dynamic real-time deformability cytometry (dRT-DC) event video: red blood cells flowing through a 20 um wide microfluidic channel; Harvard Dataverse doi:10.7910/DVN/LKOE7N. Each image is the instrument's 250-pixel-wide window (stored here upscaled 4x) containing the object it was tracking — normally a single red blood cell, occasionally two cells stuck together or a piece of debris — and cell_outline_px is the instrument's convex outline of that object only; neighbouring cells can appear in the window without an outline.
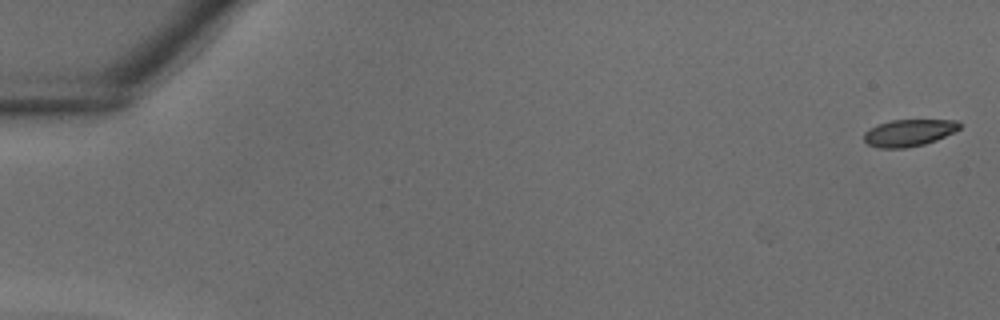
{"species": "common noctule bat (a hibernating species)", "species_latin": "Nyctalus noctula", "temperature_condition": "warm", "stored_images_in_passage": 12, "camera_frame_rate_fps": 3000, "um_per_image_px": 0.085, "animal": {"sex": "male", "body_mass_g": 18.8}, "frame": {"image": 1, "passage_image": 1, "time_ms": 0.0, "image_size_px": [1000, 320], "cell_outline_px": [[960, 128], [936, 140], [924, 144], [904, 148], [880, 148], [868, 144], [864, 140], [864, 132], [880, 124], [892, 120], [956, 120], [960, 124]], "centroid_in_image_um": [77.25, 11.29], "position_along_channel_um": 7.8, "area_um2": 14.68}}